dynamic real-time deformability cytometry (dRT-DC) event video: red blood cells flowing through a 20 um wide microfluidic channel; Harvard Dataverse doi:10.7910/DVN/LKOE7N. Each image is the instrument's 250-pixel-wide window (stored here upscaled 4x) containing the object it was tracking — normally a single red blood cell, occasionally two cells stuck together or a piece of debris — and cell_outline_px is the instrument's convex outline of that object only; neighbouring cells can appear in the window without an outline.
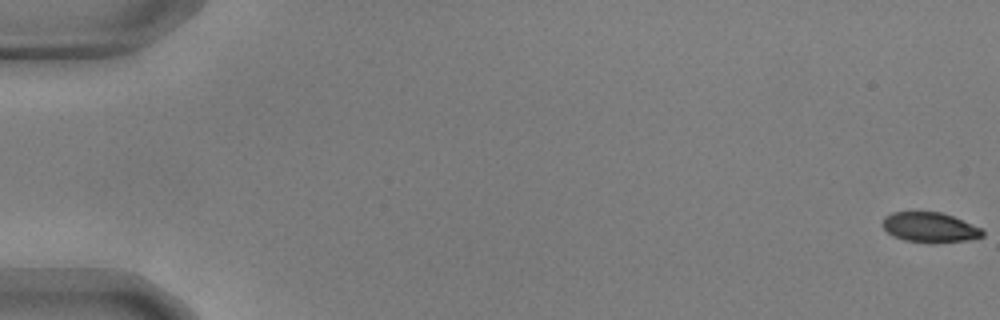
{"species": "common noctule bat (a hibernating species)", "species_latin": "Nyctalus noctula", "temperature_condition": "warm", "stored_images_in_passage": 58, "camera_frame_rate_fps": 3000, "um_per_image_px": 0.085, "animal": {"sex": "male", "body_mass_g": 17.9, "forearm_length_mm": 54.2}, "frame": {"image": 1, "passage_image": 1, "time_ms": 0.0, "image_size_px": [1000, 320], "cell_outline_px": [[984, 236], [968, 240], [932, 244], [928, 244], [904, 240], [892, 236], [880, 224], [884, 216], [892, 212], [940, 212], [952, 216], [980, 228], [984, 232]], "centroid_in_image_um": [78.99, 19.35], "position_along_channel_um": 6.0, "area_um2": 17.69}}
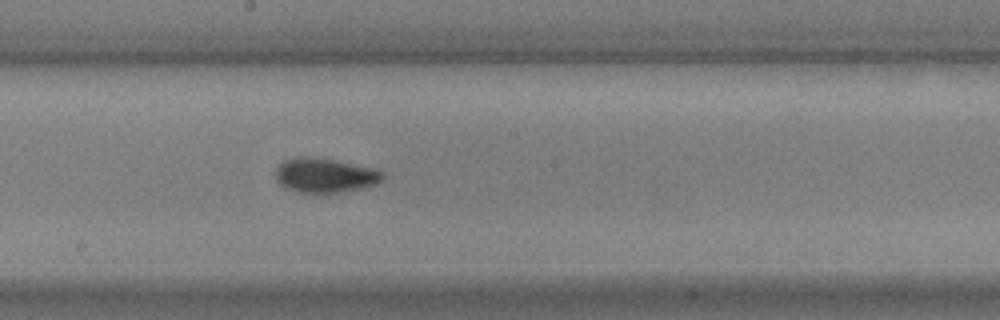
{"frame": {"image": 2, "passage_image": 32, "time_ms": 10.333, "image_size_px": [1000, 320], "cell_outline_px": [[384, 176], [380, 180], [364, 188], [340, 192], [300, 192], [284, 188], [276, 180], [276, 168], [284, 160], [296, 156], [304, 156], [332, 160], [372, 168], [384, 172]], "centroid_in_image_um": [27.56, 14.9], "position_along_channel_um": 220.6, "area_um2": 21.15}}
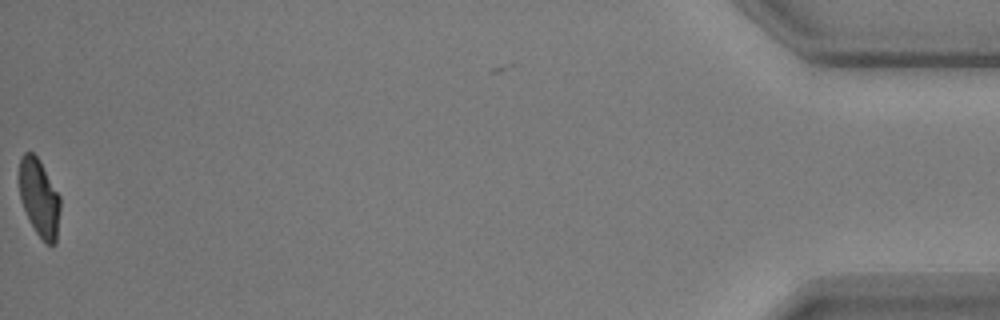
{"frame": {"image": 3, "passage_image": 57, "time_ms": 18.667, "image_size_px": [1000, 320], "cell_outline_px": [[60, 208], [56, 244], [48, 244], [36, 232], [20, 200], [20, 156], [24, 152], [32, 152], [40, 160], [60, 196]], "centroid_in_image_um": [3.35, 16.79], "position_along_channel_um": 431.8, "area_um2": 18.26}, "authors_computed_cell_mechanics": {"area_um2": 19.9699, "velocity_mm_per_s": 3.6403, "shape_relaxation_time_tau1_ms": 3.2365, "shape_relaxation_time_tau2_ms": 1.0535, "deformation_change_tau1": 0.1408, "deformation_change_tau2": 0.0459}}